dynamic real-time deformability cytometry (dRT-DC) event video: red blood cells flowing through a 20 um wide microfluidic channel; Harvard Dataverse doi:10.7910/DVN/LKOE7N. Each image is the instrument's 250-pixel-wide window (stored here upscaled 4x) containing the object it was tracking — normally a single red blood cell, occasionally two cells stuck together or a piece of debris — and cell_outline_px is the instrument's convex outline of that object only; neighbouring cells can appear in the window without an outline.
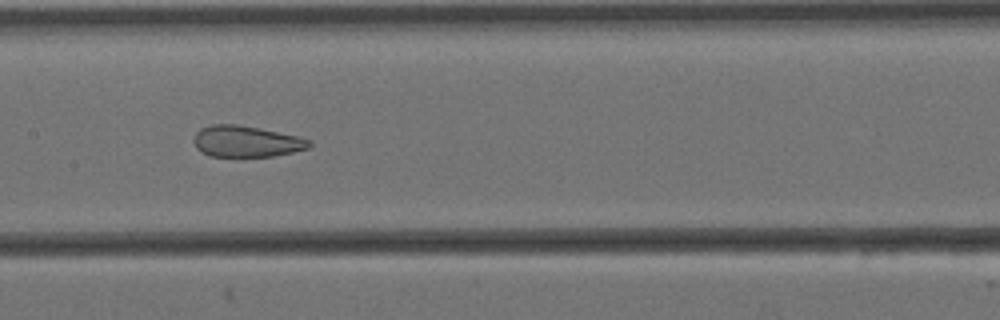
{"species": "Egyptian fruit bat (a non-hibernating species)", "species_latin": "Rousettus aegyptiacus", "temperature_condition": "cold", "stored_images_in_passage": 11, "camera_frame_rate_fps": 3000, "um_per_image_px": 0.085, "animal": {"sex": "female"}, "frame": {"image": 1, "passage_image": 7, "time_ms": 2.0, "image_size_px": [1000, 320], "cell_outline_px": [[312, 148], [272, 156], [212, 156], [196, 148], [192, 140], [196, 132], [200, 128], [212, 124], [236, 124], [260, 128], [296, 136], [312, 140]], "centroid_in_image_um": [20.95, 12.01], "position_along_channel_um": 186.5, "area_um2": 21.04}}
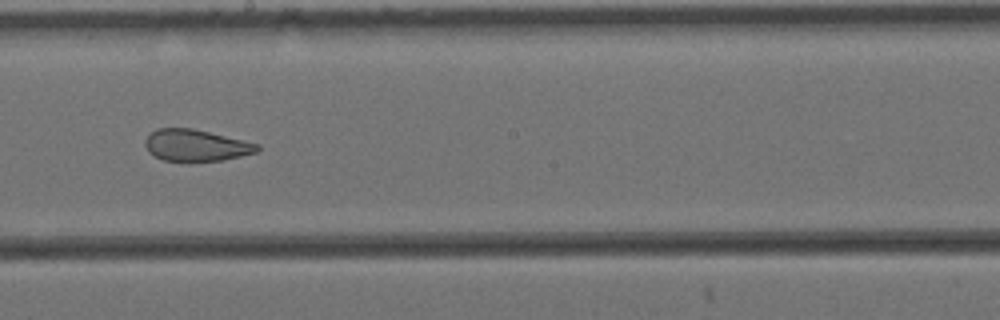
{"frame": {"image": 2, "passage_image": 8, "time_ms": 2.333, "image_size_px": [1000, 320], "cell_outline_px": [[260, 148], [256, 152], [224, 160], [188, 164], [164, 160], [148, 152], [144, 144], [144, 140], [156, 128], [192, 128], [260, 144]], "centroid_in_image_um": [16.63, 12.39], "position_along_channel_um": 231.6, "area_um2": 21.21}}
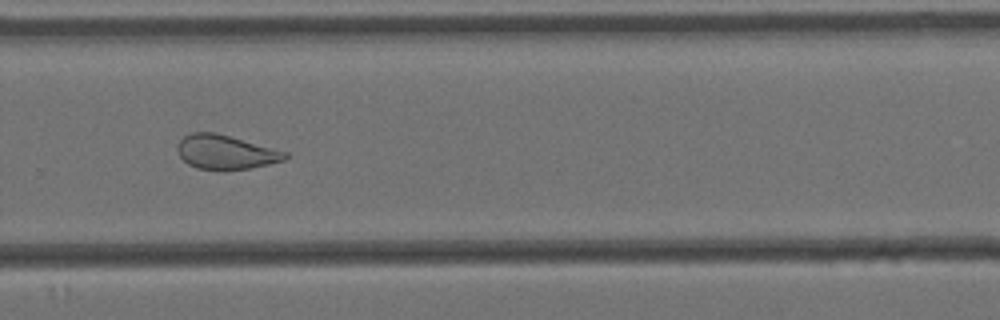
{"frame": {"image": 3, "passage_image": 10, "time_ms": 3.0, "image_size_px": [1000, 320], "cell_outline_px": [[288, 156], [284, 160], [268, 164], [248, 168], [224, 172], [196, 168], [188, 164], [180, 156], [176, 148], [176, 144], [184, 136], [192, 132], [216, 132], [288, 152]], "centroid_in_image_um": [19.15, 12.95], "position_along_channel_um": 310.7, "area_um2": 21.79}}